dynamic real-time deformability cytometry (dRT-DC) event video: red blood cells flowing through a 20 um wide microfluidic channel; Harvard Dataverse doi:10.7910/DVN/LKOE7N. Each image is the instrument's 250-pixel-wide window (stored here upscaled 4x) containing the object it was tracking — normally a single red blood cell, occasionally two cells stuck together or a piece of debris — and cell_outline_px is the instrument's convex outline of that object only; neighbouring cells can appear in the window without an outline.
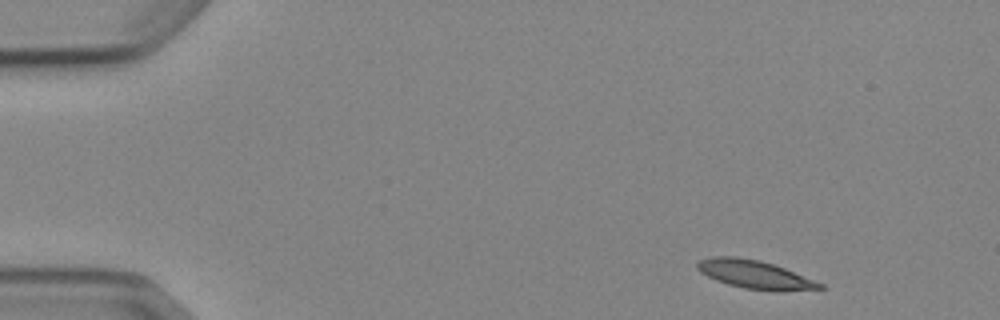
{"species": "Egyptian fruit bat (a non-hibernating species)", "species_latin": "Rousettus aegyptiacus", "temperature_condition": "cold", "stored_images_in_passage": 3, "camera_frame_rate_fps": 3000, "um_per_image_px": 0.085, "animal": {"sex": "female"}, "frame": {"image": 1, "passage_image": 1, "time_ms": 0.0, "image_size_px": [1000, 320], "cell_outline_px": [[824, 288], [776, 292], [744, 288], [728, 284], [716, 280], [700, 272], [696, 268], [696, 264], [700, 260], [712, 256], [736, 256], [760, 260], [784, 268], [824, 284]], "centroid_in_image_um": [64.14, 23.33], "position_along_channel_um": 20.9, "area_um2": 20.23}}
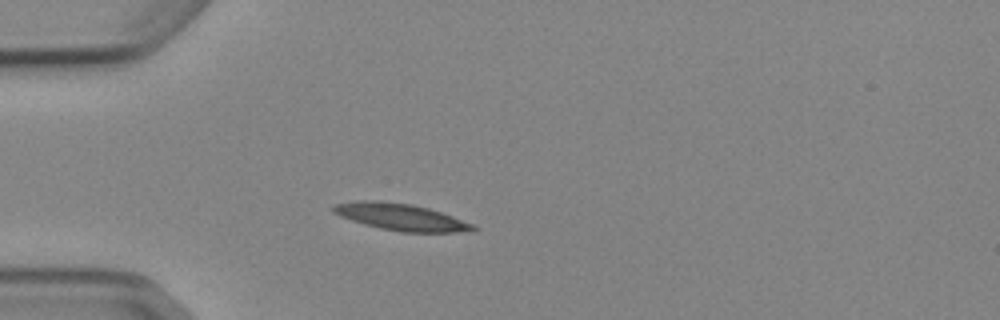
{"frame": {"image": 2, "passage_image": 3, "time_ms": 3.0, "image_size_px": [1000, 320], "cell_outline_px": [[476, 228], [472, 232], [400, 232], [380, 228], [364, 224], [340, 216], [332, 212], [332, 204], [356, 200], [380, 200], [412, 204], [428, 208], [476, 224]], "centroid_in_image_um": [34.07, 18.44], "position_along_channel_um": 50.9, "area_um2": 22.08}}